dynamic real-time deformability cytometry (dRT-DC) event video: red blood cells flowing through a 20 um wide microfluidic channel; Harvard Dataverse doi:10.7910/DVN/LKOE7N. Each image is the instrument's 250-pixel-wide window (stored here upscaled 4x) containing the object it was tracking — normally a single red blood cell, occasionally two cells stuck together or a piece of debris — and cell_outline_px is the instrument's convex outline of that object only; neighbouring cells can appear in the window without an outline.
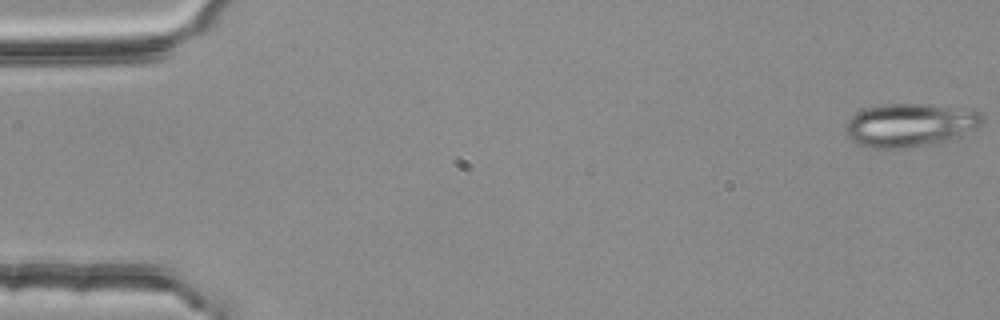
{"species": "common noctule bat (a hibernating species)", "species_latin": "Nyctalus noctula", "temperature_condition": "room temperature", "stored_images_in_passage": 2, "camera_frame_rate_fps": 3000, "um_per_image_px": 0.085, "animal": {"sex": "female", "body_mass_g": 25.1}, "frame": {"image": 1, "passage_image": 2, "time_ms": 0.333, "image_size_px": [1000, 320], "cell_outline_px": [[984, 124], [980, 128], [952, 140], [904, 148], [868, 148], [852, 140], [844, 132], [844, 128], [848, 120], [856, 112], [864, 108], [884, 104], [928, 104], [976, 108], [984, 116]], "centroid_in_image_um": [77.44, 10.61], "position_along_channel_um": 7.6, "area_um2": 35.43}}